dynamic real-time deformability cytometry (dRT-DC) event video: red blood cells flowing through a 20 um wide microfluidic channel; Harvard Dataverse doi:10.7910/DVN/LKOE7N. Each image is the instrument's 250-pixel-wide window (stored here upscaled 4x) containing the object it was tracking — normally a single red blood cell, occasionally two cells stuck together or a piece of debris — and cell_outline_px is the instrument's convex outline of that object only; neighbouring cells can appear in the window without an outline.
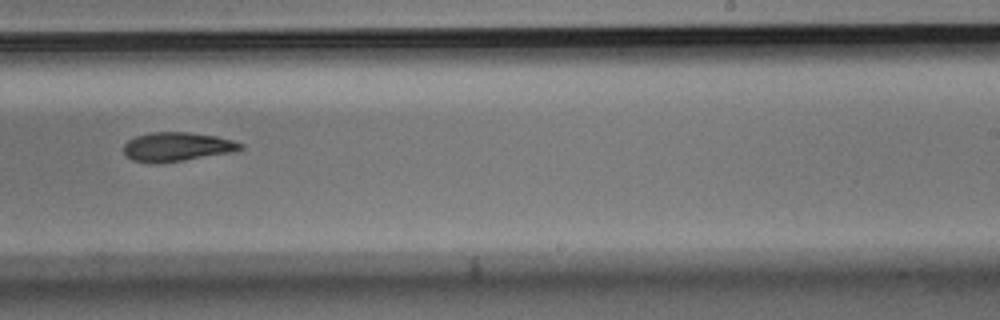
{"species": "Egyptian fruit bat (a non-hibernating species)", "species_latin": "Rousettus aegyptiacus", "temperature_condition": "room temperature", "stored_images_in_passage": 16, "camera_frame_rate_fps": 3000, "um_per_image_px": 0.085, "animal": {"sex": "male"}, "frame": {"image": 1, "passage_image": 10, "time_ms": 3.0, "image_size_px": [1000, 320], "cell_outline_px": [[244, 148], [232, 152], [184, 160], [156, 164], [148, 164], [132, 160], [124, 152], [124, 144], [128, 140], [136, 136], [152, 132], [188, 132], [216, 136], [232, 140], [244, 144]], "centroid_in_image_um": [15.03, 12.48], "position_along_channel_um": 274.0, "area_um2": 19.83}}
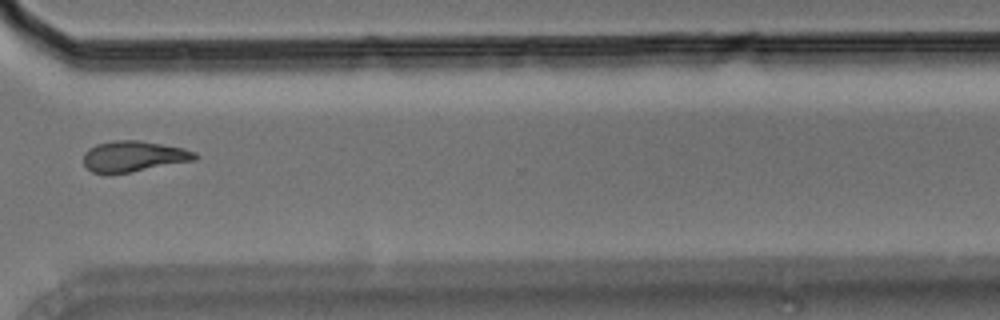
{"frame": {"image": 2, "passage_image": 12, "time_ms": 3.667, "image_size_px": [1000, 320], "cell_outline_px": [[200, 156], [196, 160], [128, 172], [92, 172], [84, 164], [84, 152], [88, 148], [96, 144], [112, 140], [140, 140], [184, 148], [196, 152]], "centroid_in_image_um": [11.39, 13.26], "position_along_channel_um": 359.2, "area_um2": 19.83}}